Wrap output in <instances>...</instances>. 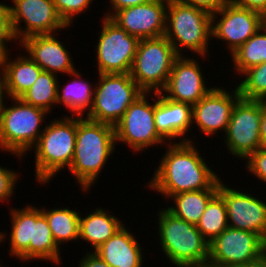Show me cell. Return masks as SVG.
<instances>
[{"label":"cell","instance_id":"cell-1","mask_svg":"<svg viewBox=\"0 0 266 267\" xmlns=\"http://www.w3.org/2000/svg\"><path fill=\"white\" fill-rule=\"evenodd\" d=\"M193 144L192 141L166 144L168 150L147 183L150 189L167 199L188 191L219 189L221 178L209 168Z\"/></svg>","mask_w":266,"mask_h":267},{"label":"cell","instance_id":"cell-2","mask_svg":"<svg viewBox=\"0 0 266 267\" xmlns=\"http://www.w3.org/2000/svg\"><path fill=\"white\" fill-rule=\"evenodd\" d=\"M116 145L114 126L76 116L75 152L68 169L81 191H89L105 167Z\"/></svg>","mask_w":266,"mask_h":267},{"label":"cell","instance_id":"cell-3","mask_svg":"<svg viewBox=\"0 0 266 267\" xmlns=\"http://www.w3.org/2000/svg\"><path fill=\"white\" fill-rule=\"evenodd\" d=\"M12 221L9 235L10 255L20 261L46 260L59 265L60 247L55 242L40 207L10 208Z\"/></svg>","mask_w":266,"mask_h":267},{"label":"cell","instance_id":"cell-4","mask_svg":"<svg viewBox=\"0 0 266 267\" xmlns=\"http://www.w3.org/2000/svg\"><path fill=\"white\" fill-rule=\"evenodd\" d=\"M158 234L165 256L177 267L208 265L209 243L196 225L175 216L167 208L159 210Z\"/></svg>","mask_w":266,"mask_h":267},{"label":"cell","instance_id":"cell-5","mask_svg":"<svg viewBox=\"0 0 266 267\" xmlns=\"http://www.w3.org/2000/svg\"><path fill=\"white\" fill-rule=\"evenodd\" d=\"M71 116L54 119L43 128L34 147L35 178L39 183H50L60 170L71 166L76 141V116Z\"/></svg>","mask_w":266,"mask_h":267},{"label":"cell","instance_id":"cell-6","mask_svg":"<svg viewBox=\"0 0 266 267\" xmlns=\"http://www.w3.org/2000/svg\"><path fill=\"white\" fill-rule=\"evenodd\" d=\"M178 55L182 49L206 57L212 38V15L202 9L168 0L164 35ZM182 48V49H181Z\"/></svg>","mask_w":266,"mask_h":267},{"label":"cell","instance_id":"cell-7","mask_svg":"<svg viewBox=\"0 0 266 267\" xmlns=\"http://www.w3.org/2000/svg\"><path fill=\"white\" fill-rule=\"evenodd\" d=\"M11 101L13 106L0 108V148L21 159L37 144L43 132L41 123L48 112L21 98H11Z\"/></svg>","mask_w":266,"mask_h":267},{"label":"cell","instance_id":"cell-8","mask_svg":"<svg viewBox=\"0 0 266 267\" xmlns=\"http://www.w3.org/2000/svg\"><path fill=\"white\" fill-rule=\"evenodd\" d=\"M178 56L165 36L141 39L130 76L143 92L160 93Z\"/></svg>","mask_w":266,"mask_h":267},{"label":"cell","instance_id":"cell-9","mask_svg":"<svg viewBox=\"0 0 266 267\" xmlns=\"http://www.w3.org/2000/svg\"><path fill=\"white\" fill-rule=\"evenodd\" d=\"M94 87L93 103L86 118L115 125L127 108L144 92L130 73L99 74Z\"/></svg>","mask_w":266,"mask_h":267},{"label":"cell","instance_id":"cell-10","mask_svg":"<svg viewBox=\"0 0 266 267\" xmlns=\"http://www.w3.org/2000/svg\"><path fill=\"white\" fill-rule=\"evenodd\" d=\"M266 254V242L251 231L227 227L209 243L208 266L244 267Z\"/></svg>","mask_w":266,"mask_h":267},{"label":"cell","instance_id":"cell-11","mask_svg":"<svg viewBox=\"0 0 266 267\" xmlns=\"http://www.w3.org/2000/svg\"><path fill=\"white\" fill-rule=\"evenodd\" d=\"M150 94L144 92L140 95L114 125L116 142L126 143L133 152L168 143L156 130L155 102L150 104L147 99Z\"/></svg>","mask_w":266,"mask_h":267},{"label":"cell","instance_id":"cell-12","mask_svg":"<svg viewBox=\"0 0 266 267\" xmlns=\"http://www.w3.org/2000/svg\"><path fill=\"white\" fill-rule=\"evenodd\" d=\"M8 6L12 42L32 35L54 34L68 26L60 18L53 0H11ZM25 23V27L21 23ZM18 39V40H17Z\"/></svg>","mask_w":266,"mask_h":267},{"label":"cell","instance_id":"cell-13","mask_svg":"<svg viewBox=\"0 0 266 267\" xmlns=\"http://www.w3.org/2000/svg\"><path fill=\"white\" fill-rule=\"evenodd\" d=\"M102 23L96 45L98 73H130L140 40L110 18L103 17Z\"/></svg>","mask_w":266,"mask_h":267},{"label":"cell","instance_id":"cell-14","mask_svg":"<svg viewBox=\"0 0 266 267\" xmlns=\"http://www.w3.org/2000/svg\"><path fill=\"white\" fill-rule=\"evenodd\" d=\"M261 101L240 98L231 113L224 138L230 154L247 158L261 146Z\"/></svg>","mask_w":266,"mask_h":267},{"label":"cell","instance_id":"cell-15","mask_svg":"<svg viewBox=\"0 0 266 267\" xmlns=\"http://www.w3.org/2000/svg\"><path fill=\"white\" fill-rule=\"evenodd\" d=\"M218 15L221 16L220 19ZM264 24L261 13L227 2L218 12L212 14V39L225 41L232 54Z\"/></svg>","mask_w":266,"mask_h":267},{"label":"cell","instance_id":"cell-16","mask_svg":"<svg viewBox=\"0 0 266 267\" xmlns=\"http://www.w3.org/2000/svg\"><path fill=\"white\" fill-rule=\"evenodd\" d=\"M218 193L226 205L228 227L251 231L266 242V203L246 192L225 186L222 180L219 181Z\"/></svg>","mask_w":266,"mask_h":267},{"label":"cell","instance_id":"cell-17","mask_svg":"<svg viewBox=\"0 0 266 267\" xmlns=\"http://www.w3.org/2000/svg\"><path fill=\"white\" fill-rule=\"evenodd\" d=\"M168 0H152L118 10L110 19L139 40L165 35Z\"/></svg>","mask_w":266,"mask_h":267},{"label":"cell","instance_id":"cell-18","mask_svg":"<svg viewBox=\"0 0 266 267\" xmlns=\"http://www.w3.org/2000/svg\"><path fill=\"white\" fill-rule=\"evenodd\" d=\"M235 88L230 94V91L215 86L192 106V122L204 136H213L218 130L226 132L234 105L241 98L238 87Z\"/></svg>","mask_w":266,"mask_h":267},{"label":"cell","instance_id":"cell-19","mask_svg":"<svg viewBox=\"0 0 266 267\" xmlns=\"http://www.w3.org/2000/svg\"><path fill=\"white\" fill-rule=\"evenodd\" d=\"M202 73L196 59L179 55L173 63L166 86L160 93L170 100L193 106L213 89H208Z\"/></svg>","mask_w":266,"mask_h":267},{"label":"cell","instance_id":"cell-20","mask_svg":"<svg viewBox=\"0 0 266 267\" xmlns=\"http://www.w3.org/2000/svg\"><path fill=\"white\" fill-rule=\"evenodd\" d=\"M55 34L32 35L19 42L25 48L27 56L35 61L43 71L57 75H70L77 69L73 65L71 55Z\"/></svg>","mask_w":266,"mask_h":267},{"label":"cell","instance_id":"cell-21","mask_svg":"<svg viewBox=\"0 0 266 267\" xmlns=\"http://www.w3.org/2000/svg\"><path fill=\"white\" fill-rule=\"evenodd\" d=\"M155 98L154 119L158 133L172 143L192 141L184 135L192 127V106L187 103L176 102L163 96L162 93H152ZM181 137V138H180ZM185 137V138H184ZM181 141H180V139ZM183 138V139H182Z\"/></svg>","mask_w":266,"mask_h":267},{"label":"cell","instance_id":"cell-22","mask_svg":"<svg viewBox=\"0 0 266 267\" xmlns=\"http://www.w3.org/2000/svg\"><path fill=\"white\" fill-rule=\"evenodd\" d=\"M136 237L123 225L95 251L111 267H142V248Z\"/></svg>","mask_w":266,"mask_h":267},{"label":"cell","instance_id":"cell-23","mask_svg":"<svg viewBox=\"0 0 266 267\" xmlns=\"http://www.w3.org/2000/svg\"><path fill=\"white\" fill-rule=\"evenodd\" d=\"M7 52L0 59L5 78L6 95L10 98H20L36 81L42 68L29 56L21 55L14 60L9 59ZM11 60V61H9Z\"/></svg>","mask_w":266,"mask_h":267},{"label":"cell","instance_id":"cell-24","mask_svg":"<svg viewBox=\"0 0 266 267\" xmlns=\"http://www.w3.org/2000/svg\"><path fill=\"white\" fill-rule=\"evenodd\" d=\"M79 218V240L83 239L87 244H91L95 251L105 243L115 232L120 229L122 224L119 218L110 215L102 207H97L92 213Z\"/></svg>","mask_w":266,"mask_h":267},{"label":"cell","instance_id":"cell-25","mask_svg":"<svg viewBox=\"0 0 266 267\" xmlns=\"http://www.w3.org/2000/svg\"><path fill=\"white\" fill-rule=\"evenodd\" d=\"M81 75L77 70L71 73L70 76H74L73 81L67 83L63 88L58 85L57 90V105L63 104L73 113V116H83L85 110L89 112L93 103L95 85L91 86L88 81L80 79Z\"/></svg>","mask_w":266,"mask_h":267},{"label":"cell","instance_id":"cell-26","mask_svg":"<svg viewBox=\"0 0 266 267\" xmlns=\"http://www.w3.org/2000/svg\"><path fill=\"white\" fill-rule=\"evenodd\" d=\"M217 192L218 189H203L175 194L170 197L175 206L172 204L167 209L182 220L196 225L208 202Z\"/></svg>","mask_w":266,"mask_h":267},{"label":"cell","instance_id":"cell-27","mask_svg":"<svg viewBox=\"0 0 266 267\" xmlns=\"http://www.w3.org/2000/svg\"><path fill=\"white\" fill-rule=\"evenodd\" d=\"M42 214L46 217L53 238L57 245L79 239L80 212L69 208H56L47 210L41 207Z\"/></svg>","mask_w":266,"mask_h":267},{"label":"cell","instance_id":"cell-28","mask_svg":"<svg viewBox=\"0 0 266 267\" xmlns=\"http://www.w3.org/2000/svg\"><path fill=\"white\" fill-rule=\"evenodd\" d=\"M233 69L241 75L249 68L266 62V25L231 54Z\"/></svg>","mask_w":266,"mask_h":267},{"label":"cell","instance_id":"cell-29","mask_svg":"<svg viewBox=\"0 0 266 267\" xmlns=\"http://www.w3.org/2000/svg\"><path fill=\"white\" fill-rule=\"evenodd\" d=\"M228 227L227 209L222 196L217 192L208 202L196 228L203 238L212 242Z\"/></svg>","mask_w":266,"mask_h":267},{"label":"cell","instance_id":"cell-30","mask_svg":"<svg viewBox=\"0 0 266 267\" xmlns=\"http://www.w3.org/2000/svg\"><path fill=\"white\" fill-rule=\"evenodd\" d=\"M57 75L42 71L33 85L20 97L25 103L46 110L57 105L58 80Z\"/></svg>","mask_w":266,"mask_h":267},{"label":"cell","instance_id":"cell-31","mask_svg":"<svg viewBox=\"0 0 266 267\" xmlns=\"http://www.w3.org/2000/svg\"><path fill=\"white\" fill-rule=\"evenodd\" d=\"M242 75L245 79L237 85L241 98L266 102V62L247 69Z\"/></svg>","mask_w":266,"mask_h":267},{"label":"cell","instance_id":"cell-32","mask_svg":"<svg viewBox=\"0 0 266 267\" xmlns=\"http://www.w3.org/2000/svg\"><path fill=\"white\" fill-rule=\"evenodd\" d=\"M93 0H53L57 13L64 23L70 27L73 17L82 14L89 8Z\"/></svg>","mask_w":266,"mask_h":267},{"label":"cell","instance_id":"cell-33","mask_svg":"<svg viewBox=\"0 0 266 267\" xmlns=\"http://www.w3.org/2000/svg\"><path fill=\"white\" fill-rule=\"evenodd\" d=\"M247 159L246 169L260 181L266 182V148H259Z\"/></svg>","mask_w":266,"mask_h":267},{"label":"cell","instance_id":"cell-34","mask_svg":"<svg viewBox=\"0 0 266 267\" xmlns=\"http://www.w3.org/2000/svg\"><path fill=\"white\" fill-rule=\"evenodd\" d=\"M18 175L16 171L0 166V202L10 200L18 181Z\"/></svg>","mask_w":266,"mask_h":267},{"label":"cell","instance_id":"cell-35","mask_svg":"<svg viewBox=\"0 0 266 267\" xmlns=\"http://www.w3.org/2000/svg\"><path fill=\"white\" fill-rule=\"evenodd\" d=\"M177 3L202 9L211 15L218 12L227 0H173Z\"/></svg>","mask_w":266,"mask_h":267},{"label":"cell","instance_id":"cell-36","mask_svg":"<svg viewBox=\"0 0 266 267\" xmlns=\"http://www.w3.org/2000/svg\"><path fill=\"white\" fill-rule=\"evenodd\" d=\"M227 2L266 15V0H227Z\"/></svg>","mask_w":266,"mask_h":267},{"label":"cell","instance_id":"cell-37","mask_svg":"<svg viewBox=\"0 0 266 267\" xmlns=\"http://www.w3.org/2000/svg\"><path fill=\"white\" fill-rule=\"evenodd\" d=\"M113 11L106 13L105 17L111 18L118 10L132 7L139 4H144L152 0H109Z\"/></svg>","mask_w":266,"mask_h":267},{"label":"cell","instance_id":"cell-38","mask_svg":"<svg viewBox=\"0 0 266 267\" xmlns=\"http://www.w3.org/2000/svg\"><path fill=\"white\" fill-rule=\"evenodd\" d=\"M78 267H111V266L92 251L86 253V255L79 261Z\"/></svg>","mask_w":266,"mask_h":267},{"label":"cell","instance_id":"cell-39","mask_svg":"<svg viewBox=\"0 0 266 267\" xmlns=\"http://www.w3.org/2000/svg\"><path fill=\"white\" fill-rule=\"evenodd\" d=\"M260 138L262 148H266V102L261 101Z\"/></svg>","mask_w":266,"mask_h":267},{"label":"cell","instance_id":"cell-40","mask_svg":"<svg viewBox=\"0 0 266 267\" xmlns=\"http://www.w3.org/2000/svg\"><path fill=\"white\" fill-rule=\"evenodd\" d=\"M7 42L8 43L12 42L11 30L10 29H0V59L8 50L7 49L8 48Z\"/></svg>","mask_w":266,"mask_h":267},{"label":"cell","instance_id":"cell-41","mask_svg":"<svg viewBox=\"0 0 266 267\" xmlns=\"http://www.w3.org/2000/svg\"><path fill=\"white\" fill-rule=\"evenodd\" d=\"M0 29H10L8 5L0 3Z\"/></svg>","mask_w":266,"mask_h":267},{"label":"cell","instance_id":"cell-42","mask_svg":"<svg viewBox=\"0 0 266 267\" xmlns=\"http://www.w3.org/2000/svg\"><path fill=\"white\" fill-rule=\"evenodd\" d=\"M1 72H0V108L4 105V98L6 96V89H5V78L2 71V68L0 66ZM5 94V95H4Z\"/></svg>","mask_w":266,"mask_h":267},{"label":"cell","instance_id":"cell-43","mask_svg":"<svg viewBox=\"0 0 266 267\" xmlns=\"http://www.w3.org/2000/svg\"><path fill=\"white\" fill-rule=\"evenodd\" d=\"M244 267H266V254L258 261L247 264Z\"/></svg>","mask_w":266,"mask_h":267},{"label":"cell","instance_id":"cell-44","mask_svg":"<svg viewBox=\"0 0 266 267\" xmlns=\"http://www.w3.org/2000/svg\"><path fill=\"white\" fill-rule=\"evenodd\" d=\"M5 234H6V233H4V232H0V244H1V242H2V243L4 242L3 239H5V237H6ZM0 267H3V266H0Z\"/></svg>","mask_w":266,"mask_h":267},{"label":"cell","instance_id":"cell-45","mask_svg":"<svg viewBox=\"0 0 266 267\" xmlns=\"http://www.w3.org/2000/svg\"><path fill=\"white\" fill-rule=\"evenodd\" d=\"M264 23H265V25H266V15L264 16Z\"/></svg>","mask_w":266,"mask_h":267}]
</instances>
